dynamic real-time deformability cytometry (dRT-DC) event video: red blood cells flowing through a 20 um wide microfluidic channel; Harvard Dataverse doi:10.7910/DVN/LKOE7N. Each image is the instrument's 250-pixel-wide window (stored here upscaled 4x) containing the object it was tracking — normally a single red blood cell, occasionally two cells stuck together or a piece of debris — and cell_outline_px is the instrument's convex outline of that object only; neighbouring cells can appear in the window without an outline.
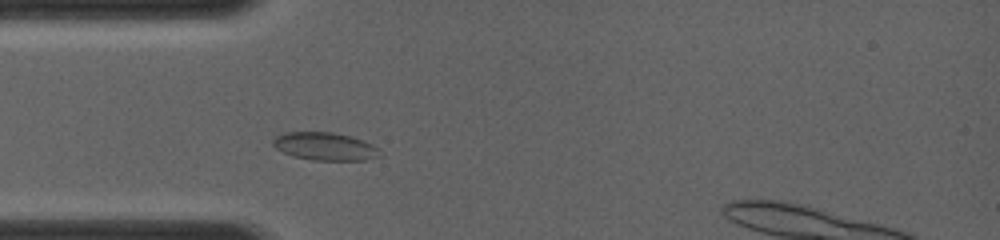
{"species": "common noctule bat (a hibernating species)", "species_latin": "Nyctalus noctula", "temperature_condition": "room temperature", "stored_images_in_passage": 34, "camera_frame_rate_fps": 4000, "um_per_image_px": 0.085, "animal": {"sex": "female", "body_mass_g": 19.0, "forearm_length_mm": 56.7}, "frame": {"image": 1, "passage_image": 1, "time_ms": 0.0, "image_size_px": [1000, 240], "cell_outline_px": [[380, 156], [364, 160], [312, 160], [296, 156], [284, 152], [276, 148], [272, 144], [272, 140], [276, 136], [284, 132], [332, 132], [352, 136], [364, 140], [380, 148]], "centroid_in_image_um": [27.65, 12.43], "position_along_channel_um": 57.3, "area_um2": 17.4}}
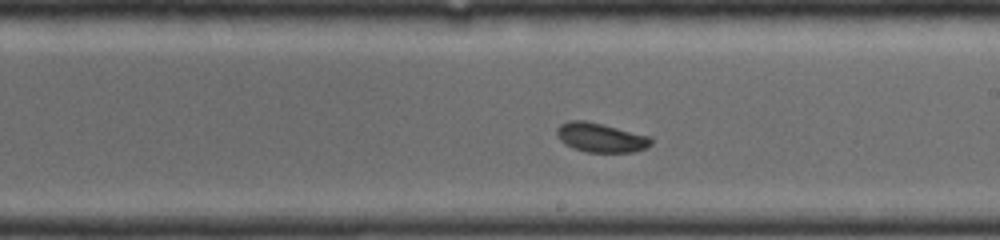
{"frame": {"image": 2, "passage_image": 16, "time_ms": 4.0, "image_size_px": [1000, 240], "cell_outline_px": [[652, 144], [636, 152], [588, 152], [572, 148], [564, 144], [556, 136], [556, 128], [560, 124], [568, 120], [584, 120], [604, 124], [652, 136]], "centroid_in_image_um": [51.05, 11.68], "position_along_channel_um": 237.9, "area_um2": 16.42}}
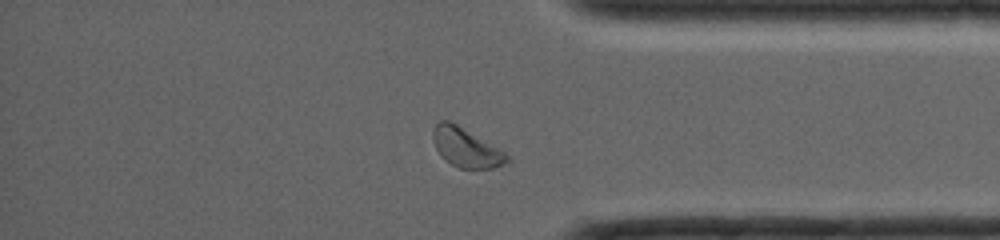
{"frame": {"image": 3, "passage_image": 29, "time_ms": 7.5, "image_size_px": [1000, 240], "cell_outline_px": [[512, 160], [504, 164], [492, 168], [460, 168], [444, 160], [440, 156], [432, 140], [432, 128], [440, 120], [448, 120], [456, 124], [504, 152]], "centroid_in_image_um": [39.56, 12.55], "position_along_channel_um": 395.6, "area_um2": 16.65}}